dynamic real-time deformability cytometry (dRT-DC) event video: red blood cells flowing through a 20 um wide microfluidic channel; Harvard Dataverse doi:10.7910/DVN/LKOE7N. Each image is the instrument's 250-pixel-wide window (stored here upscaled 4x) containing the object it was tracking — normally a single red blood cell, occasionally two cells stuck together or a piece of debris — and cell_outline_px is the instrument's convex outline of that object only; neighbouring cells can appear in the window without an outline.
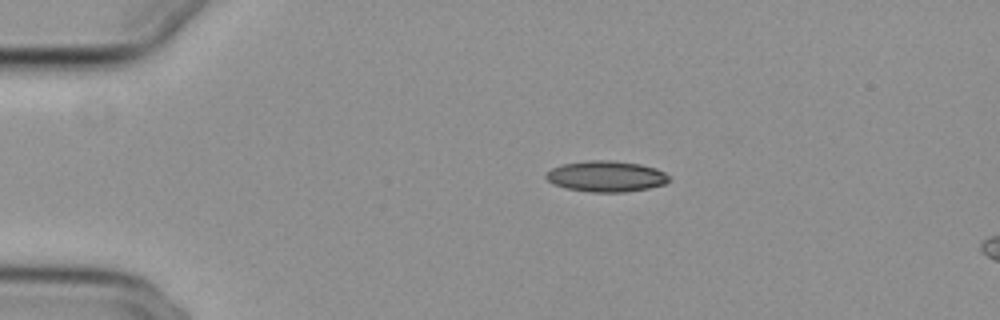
{"species": "common noctule bat (a hibernating species)", "species_latin": "Nyctalus noctula", "temperature_condition": "cold", "stored_images_in_passage": 7, "camera_frame_rate_fps": 3000, "um_per_image_px": 0.085, "animal": {"sex": "female", "body_mass_g": 29.2, "forearm_length_mm": 56.3}, "frame": {"image": 1, "passage_image": 1, "time_ms": 0.0, "image_size_px": [1000, 320], "cell_outline_px": [[668, 180], [664, 184], [648, 188], [624, 192], [592, 192], [568, 188], [552, 184], [544, 176], [552, 168], [564, 164], [588, 160], [608, 160], [640, 164], [656, 168], [664, 172], [668, 176]], "centroid_in_image_um": [51.51, 14.98], "position_along_channel_um": 33.5, "area_um2": 21.91}}